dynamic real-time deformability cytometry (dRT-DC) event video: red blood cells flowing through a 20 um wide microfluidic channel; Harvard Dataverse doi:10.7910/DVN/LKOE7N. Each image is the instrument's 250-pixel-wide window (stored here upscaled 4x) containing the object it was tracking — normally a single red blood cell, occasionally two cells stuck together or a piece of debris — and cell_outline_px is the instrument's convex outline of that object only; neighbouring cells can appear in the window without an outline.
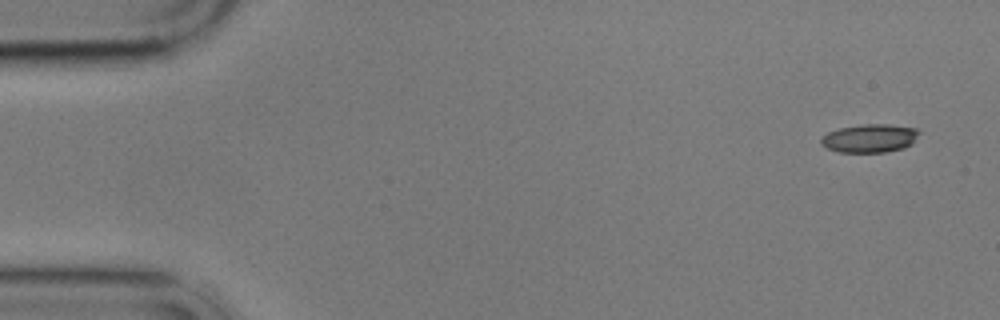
{"species": "common noctule bat (a hibernating species)", "species_latin": "Nyctalus noctula", "temperature_condition": "cold", "stored_images_in_passage": 5, "camera_frame_rate_fps": 3000, "um_per_image_px": 0.085, "animal": {"sex": "male", "body_mass_g": 17.9}, "frame": {"image": 1, "passage_image": 1, "time_ms": 0.0, "image_size_px": [1000, 320], "cell_outline_px": [[920, 132], [912, 144], [904, 148], [884, 152], [840, 152], [828, 148], [820, 144], [820, 136], [828, 132], [840, 128], [864, 124], [888, 124], [916, 128]], "centroid_in_image_um": [73.92, 11.75], "position_along_channel_um": 11.1, "area_um2": 16.24}}
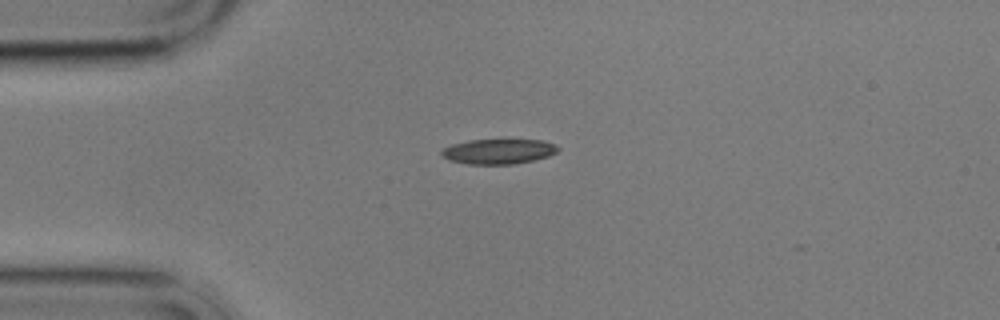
{"frame": {"image": 2, "passage_image": 4, "time_ms": 3.667, "image_size_px": [1000, 320], "cell_outline_px": [[560, 148], [556, 152], [548, 156], [516, 164], [468, 164], [448, 160], [440, 152], [444, 148], [452, 144], [468, 140], [544, 140], [556, 144]], "centroid_in_image_um": [42.38, 12.87], "position_along_channel_um": 42.6, "area_um2": 16.94}}